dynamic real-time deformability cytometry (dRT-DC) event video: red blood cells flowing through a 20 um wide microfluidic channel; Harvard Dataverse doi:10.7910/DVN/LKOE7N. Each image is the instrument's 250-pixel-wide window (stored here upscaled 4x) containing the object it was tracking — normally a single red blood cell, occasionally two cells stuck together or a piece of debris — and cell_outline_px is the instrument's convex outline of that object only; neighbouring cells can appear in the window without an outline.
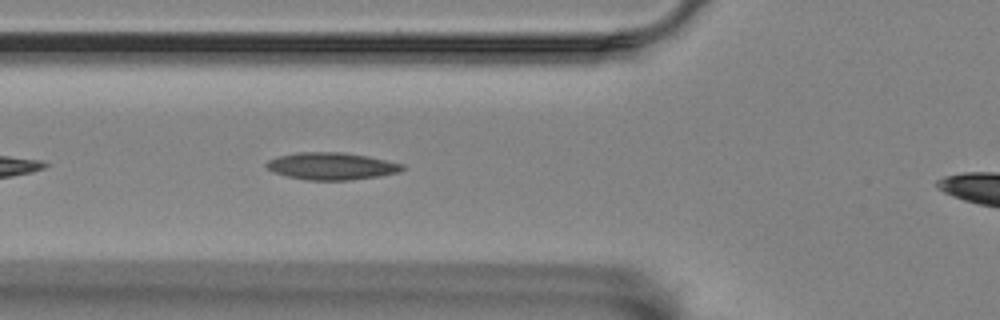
{"species": "Egyptian fruit bat (a non-hibernating species)", "species_latin": "Rousettus aegyptiacus", "temperature_condition": "room temperature", "stored_images_in_passage": 5, "segment_of_instrument_passage": [2, 3], "camera_frame_rate_fps": 3000, "um_per_image_px": 0.085, "animal": {"sex": "female"}, "frame": {"image": 1, "passage_image": 4, "time_ms": 4.333, "image_size_px": [1000, 320], "cell_outline_px": [[404, 168], [400, 172], [380, 176], [348, 180], [304, 180], [288, 176], [276, 172], [268, 168], [264, 164], [268, 160], [280, 156], [296, 152], [344, 152], [368, 156], [404, 164]], "centroid_in_image_um": [28.21, 14.11], "position_along_channel_um": 97.6, "area_um2": 21.5}}